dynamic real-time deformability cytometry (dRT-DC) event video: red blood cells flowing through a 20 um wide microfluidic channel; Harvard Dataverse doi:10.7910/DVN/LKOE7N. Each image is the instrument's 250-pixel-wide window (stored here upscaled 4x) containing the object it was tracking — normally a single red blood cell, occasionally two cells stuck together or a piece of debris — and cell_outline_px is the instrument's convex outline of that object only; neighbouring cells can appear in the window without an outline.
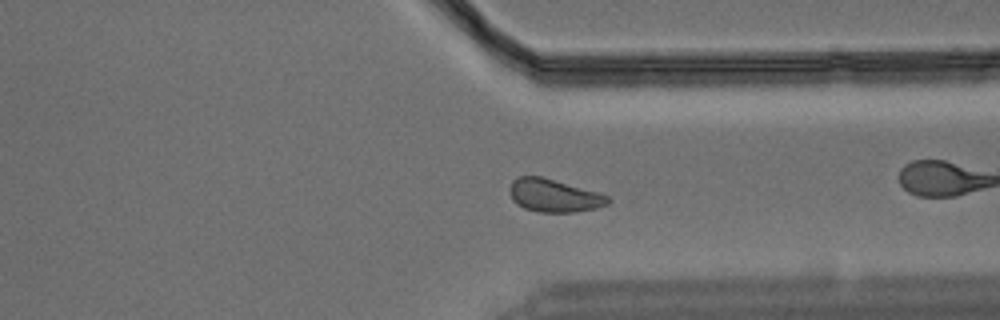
{"species": "Egyptian fruit bat (a non-hibernating species)", "species_latin": "Rousettus aegyptiacus", "temperature_condition": "warm", "stored_images_in_passage": 48, "camera_frame_rate_fps": 3000, "um_per_image_px": 0.085, "animal": {"sex": "male"}, "frame": {"image": 1, "passage_image": 35, "time_ms": 11.333, "image_size_px": [1000, 320], "cell_outline_px": [[612, 200], [608, 204], [596, 208], [576, 212], [536, 212], [524, 208], [516, 204], [512, 200], [508, 192], [508, 188], [512, 180], [520, 176], [540, 176], [596, 192], [608, 196]], "centroid_in_image_um": [47.03, 16.63], "position_along_channel_um": 364.4, "area_um2": 18.9}}